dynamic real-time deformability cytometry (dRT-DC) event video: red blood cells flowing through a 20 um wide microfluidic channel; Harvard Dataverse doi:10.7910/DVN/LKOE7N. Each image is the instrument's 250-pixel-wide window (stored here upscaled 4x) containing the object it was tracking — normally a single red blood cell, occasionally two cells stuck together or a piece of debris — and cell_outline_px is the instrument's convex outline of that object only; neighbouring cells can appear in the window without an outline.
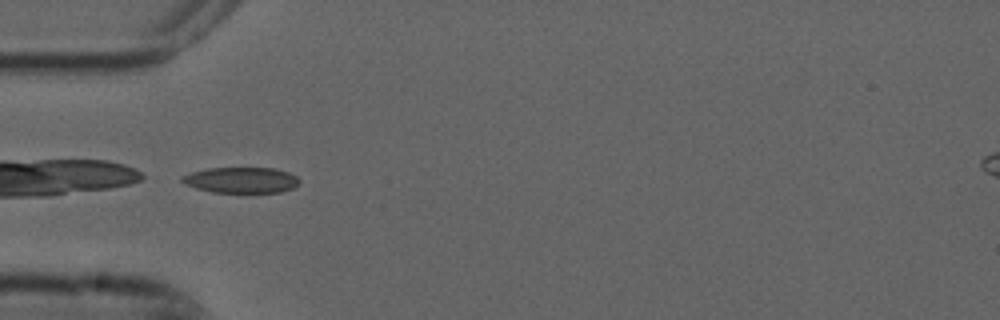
{"species": "common noctule bat (a hibernating species)", "species_latin": "Nyctalus noctula", "temperature_condition": "cold", "stored_images_in_passage": 5, "camera_frame_rate_fps": 3000, "um_per_image_px": 0.085, "animal": {"sex": "male", "forearm_length_mm": 52.5}, "frame": {"image": 1, "passage_image": 5, "time_ms": 1.333, "image_size_px": [1000, 320], "cell_outline_px": [[300, 184], [292, 188], [280, 192], [212, 192], [196, 188], [184, 184], [180, 180], [180, 176], [192, 172], [208, 168], [272, 168], [288, 172], [296, 176], [300, 180]], "centroid_in_image_um": [20.49, 15.3], "position_along_channel_um": 64.5, "area_um2": 17.63}}